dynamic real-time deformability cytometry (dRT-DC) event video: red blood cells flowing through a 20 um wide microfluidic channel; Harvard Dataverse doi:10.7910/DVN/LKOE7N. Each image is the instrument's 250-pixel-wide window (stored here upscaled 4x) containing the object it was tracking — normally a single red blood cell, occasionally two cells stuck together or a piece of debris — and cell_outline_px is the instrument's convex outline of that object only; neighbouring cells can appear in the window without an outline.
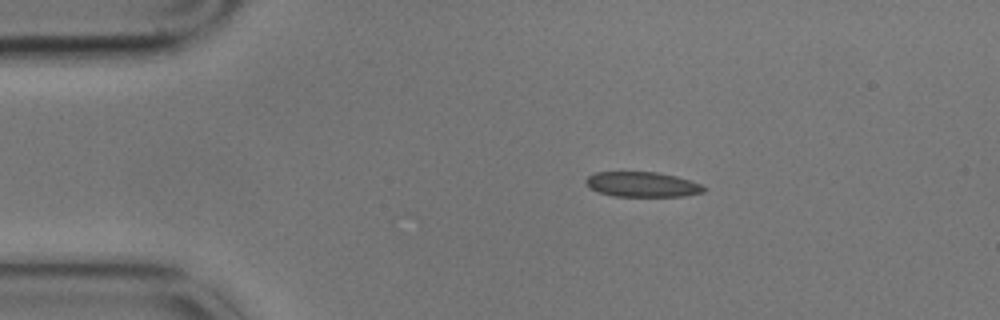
{"species": "common noctule bat (a hibernating species)", "species_latin": "Nyctalus noctula", "temperature_condition": "cold", "stored_images_in_passage": 3, "camera_frame_rate_fps": 3000, "um_per_image_px": 0.085, "animal": {"sex": "male", "body_mass_g": 17.9}, "frame": {"image": 1, "passage_image": 2, "time_ms": 0.333, "image_size_px": [1000, 320], "cell_outline_px": [[708, 188], [704, 192], [684, 196], [616, 196], [600, 192], [588, 188], [584, 180], [588, 176], [596, 172], [656, 172], [676, 176], [700, 184]], "centroid_in_image_um": [54.59, 15.67], "position_along_channel_um": 30.4, "area_um2": 17.17}}